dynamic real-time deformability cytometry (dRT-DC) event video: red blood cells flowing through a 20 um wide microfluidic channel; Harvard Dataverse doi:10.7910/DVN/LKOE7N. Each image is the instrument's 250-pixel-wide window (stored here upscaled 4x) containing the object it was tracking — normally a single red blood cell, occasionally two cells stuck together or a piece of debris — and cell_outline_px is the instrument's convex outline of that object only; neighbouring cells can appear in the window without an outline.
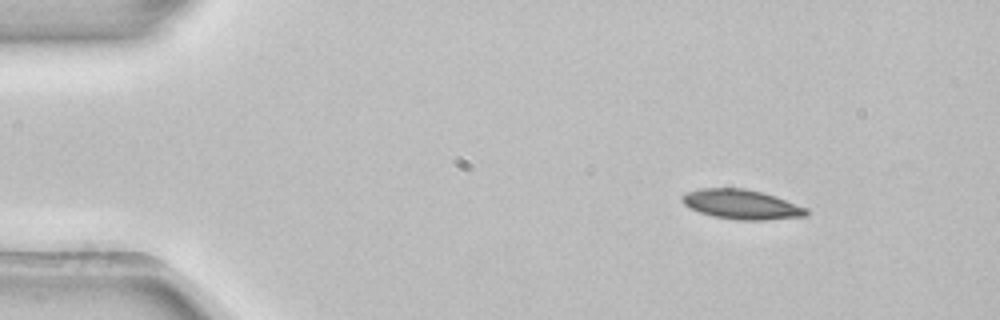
{"species": "common noctule bat (a hibernating species)", "species_latin": "Nyctalus noctula", "temperature_condition": "room temperature", "stored_images_in_passage": 3, "camera_frame_rate_fps": 3000, "um_per_image_px": 0.085, "animal": {"sex": "female", "body_mass_g": 22.7, "forearm_length_mm": 54.2}, "frame": {"image": 1, "passage_image": 1, "time_ms": 0.0, "image_size_px": [1000, 320], "cell_outline_px": [[808, 216], [764, 220], [736, 220], [712, 216], [688, 208], [680, 200], [680, 196], [688, 192], [700, 188], [744, 188], [776, 196], [808, 208]], "centroid_in_image_um": [63.02, 17.38], "position_along_channel_um": 22.0, "area_um2": 21.62}}